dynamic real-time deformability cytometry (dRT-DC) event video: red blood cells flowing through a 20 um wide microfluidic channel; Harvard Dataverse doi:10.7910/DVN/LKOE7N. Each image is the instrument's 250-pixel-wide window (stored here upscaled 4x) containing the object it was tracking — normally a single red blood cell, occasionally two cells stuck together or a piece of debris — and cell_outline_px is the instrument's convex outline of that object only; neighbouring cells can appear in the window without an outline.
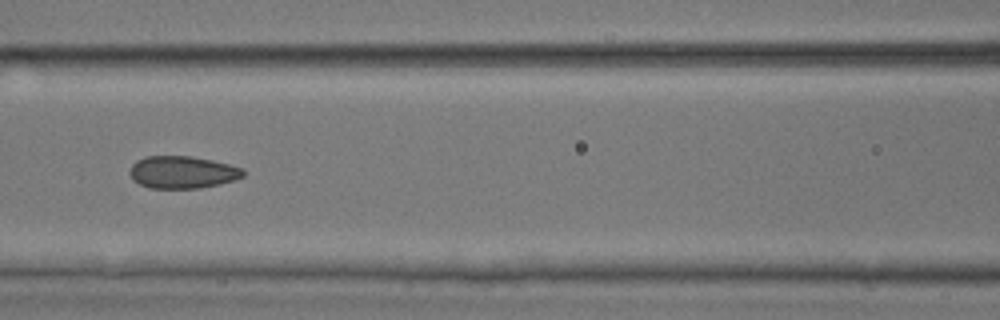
{"species": "common noctule bat (a hibernating species)", "species_latin": "Nyctalus noctula", "temperature_condition": "room temperature", "stored_images_in_passage": 30, "camera_frame_rate_fps": 3000, "um_per_image_px": 0.085, "animal": {"sex": "male", "body_mass_g": 17.9, "forearm_length_mm": 54.2}, "frame": {"image": 1, "passage_image": 22, "time_ms": 7.0, "image_size_px": [1000, 320], "cell_outline_px": [[244, 176], [236, 180], [200, 188], [148, 188], [132, 180], [128, 172], [132, 164], [136, 160], [148, 156], [192, 156], [212, 160], [244, 168]], "centroid_in_image_um": [15.49, 14.64], "position_along_channel_um": 151.1, "area_um2": 21.56}}